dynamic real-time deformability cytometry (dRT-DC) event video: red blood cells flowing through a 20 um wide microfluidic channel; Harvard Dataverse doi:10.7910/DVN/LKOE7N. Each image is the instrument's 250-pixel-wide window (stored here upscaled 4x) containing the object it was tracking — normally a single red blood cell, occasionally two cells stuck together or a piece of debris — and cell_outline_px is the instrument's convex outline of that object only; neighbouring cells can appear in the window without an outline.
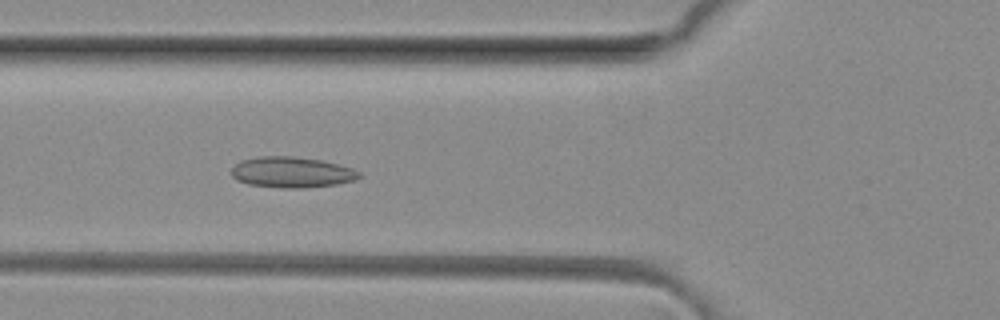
{"species": "common noctule bat (a hibernating species)", "species_latin": "Nyctalus noctula", "temperature_condition": "room temperature", "stored_images_in_passage": 49, "camera_frame_rate_fps": 3000, "um_per_image_px": 0.085, "animal": {"sex": "female", "body_mass_g": 29.2, "forearm_length_mm": 56.3}, "frame": {"image": 1, "passage_image": 17, "time_ms": 5.333, "image_size_px": [1000, 320], "cell_outline_px": [[360, 176], [352, 180], [336, 184], [304, 188], [280, 188], [248, 184], [236, 180], [232, 176], [232, 168], [240, 160], [260, 156], [292, 156], [320, 160], [352, 168], [360, 172]], "centroid_in_image_um": [24.75, 14.64], "position_along_channel_um": 101.1, "area_um2": 22.77}}
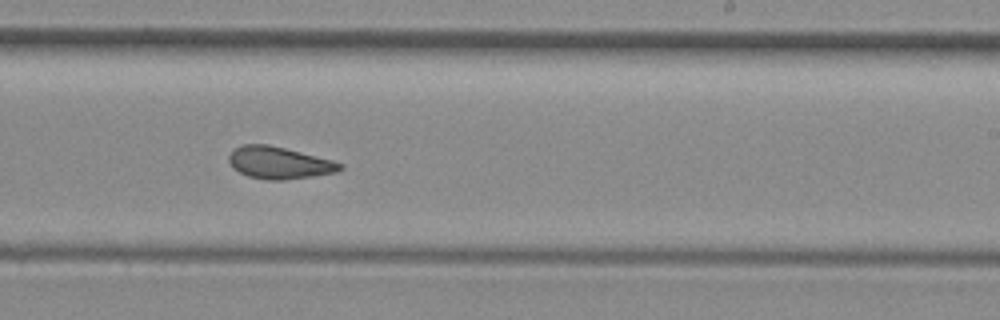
{"frame": {"image": 2, "passage_image": 29, "time_ms": 9.333, "image_size_px": [1000, 320], "cell_outline_px": [[344, 168], [336, 172], [312, 176], [284, 180], [264, 180], [248, 176], [232, 168], [228, 160], [228, 156], [232, 148], [244, 144], [268, 144], [332, 160], [344, 164]], "centroid_in_image_um": [23.69, 13.84], "position_along_channel_um": 265.3, "area_um2": 20.87}}
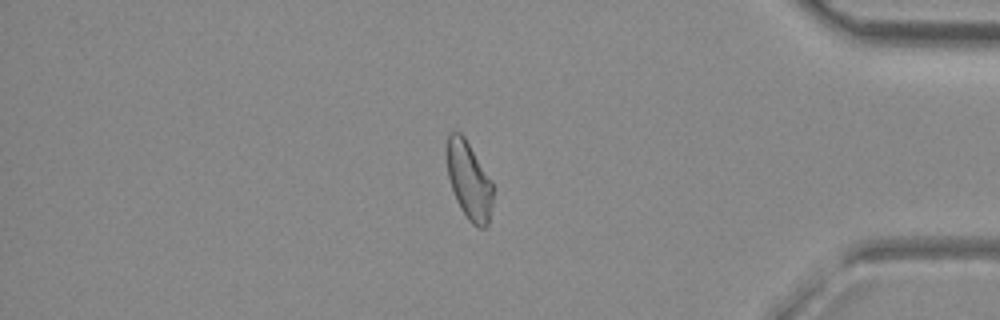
{"frame": {"image": 3, "passage_image": 41, "time_ms": 13.333, "image_size_px": [1000, 320], "cell_outline_px": [[492, 204], [488, 224], [484, 228], [480, 228], [472, 224], [468, 220], [460, 208], [456, 200], [448, 176], [448, 132], [460, 132], [464, 136], [492, 184]], "centroid_in_image_um": [39.86, 15.4], "position_along_channel_um": 395.3, "area_um2": 20.23}, "authors_computed_cell_mechanics": {"area_um2": 21.6172, "velocity_mm_per_s": 4.1165, "shape_relaxation_time_tau1_ms": null, "shape_relaxation_time_tau2_ms": 2.6693, "deformation_change_tau1": null, "deformation_change_tau2": 0.0806}}